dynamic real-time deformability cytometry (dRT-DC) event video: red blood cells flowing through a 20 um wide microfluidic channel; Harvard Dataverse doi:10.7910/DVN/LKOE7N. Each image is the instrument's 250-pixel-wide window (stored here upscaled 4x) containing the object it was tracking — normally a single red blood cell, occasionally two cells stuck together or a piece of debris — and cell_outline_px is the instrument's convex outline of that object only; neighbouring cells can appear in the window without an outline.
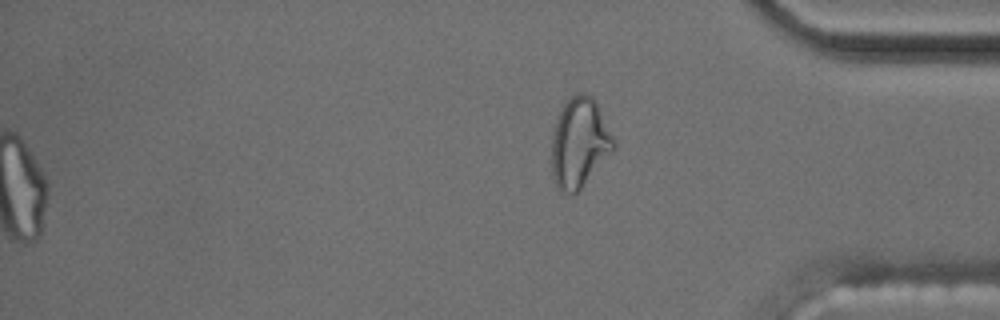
{"species": "common noctule bat (a hibernating species)", "species_latin": "Nyctalus noctula", "temperature_condition": "cold", "stored_images_in_passage": 55, "segment_of_instrument_passage": [2, 2], "camera_frame_rate_fps": 3000, "um_per_image_px": 0.085, "animal": {"sex": "male", "body_mass_g": 17.5, "forearm_length_mm": 52.3}, "frame": {"image": 1, "passage_image": 55, "time_ms": 18.0, "image_size_px": [1000, 320], "cell_outline_px": [[616, 148], [580, 188], [572, 196], [564, 192], [556, 184], [552, 176], [552, 132], [556, 116], [564, 100], [576, 92], [580, 92], [592, 96], [616, 140]], "centroid_in_image_um": [49.24, 12.09], "position_along_channel_um": 386.0, "area_um2": 32.66}}